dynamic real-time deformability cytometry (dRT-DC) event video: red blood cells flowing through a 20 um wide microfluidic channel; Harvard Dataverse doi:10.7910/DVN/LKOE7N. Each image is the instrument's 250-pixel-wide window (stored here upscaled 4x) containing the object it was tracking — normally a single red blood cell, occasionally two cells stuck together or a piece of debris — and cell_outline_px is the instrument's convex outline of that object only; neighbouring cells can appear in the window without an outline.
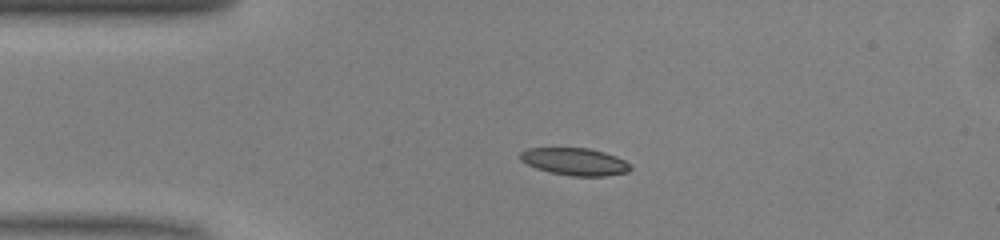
{"species": "common noctule bat (a hibernating species)", "species_latin": "Nyctalus noctula", "temperature_condition": "warm", "stored_images_in_passage": 40, "camera_frame_rate_fps": 3000, "um_per_image_px": 0.085, "animal": {"sex": "male", "body_mass_g": 13.0, "forearm_length_mm": 53.1}, "frame": {"image": 1, "passage_image": 1, "time_ms": 0.0, "image_size_px": [1000, 240], "cell_outline_px": [[632, 168], [628, 172], [608, 176], [572, 176], [548, 172], [536, 168], [520, 160], [520, 152], [528, 148], [588, 148], [604, 152], [616, 156], [624, 160]], "centroid_in_image_um": [48.86, 13.74], "position_along_channel_um": 36.1, "area_um2": 17.57}}
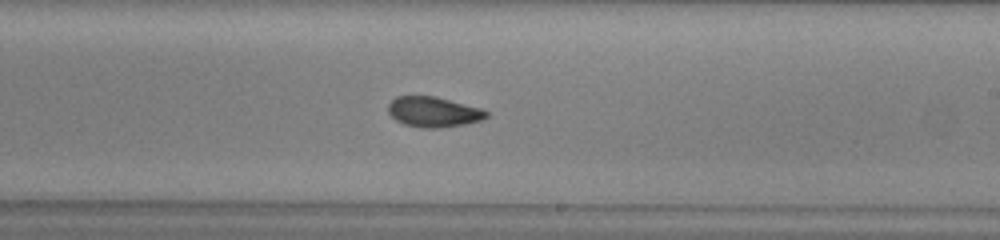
{"frame": {"image": 2, "passage_image": 19, "time_ms": 6.0, "image_size_px": [1000, 240], "cell_outline_px": [[488, 116], [484, 120], [464, 124], [440, 128], [420, 128], [404, 124], [396, 120], [388, 112], [388, 104], [396, 96], [436, 96], [480, 108], [488, 112]], "centroid_in_image_um": [36.85, 9.52], "position_along_channel_um": 252.2, "area_um2": 17.4}}
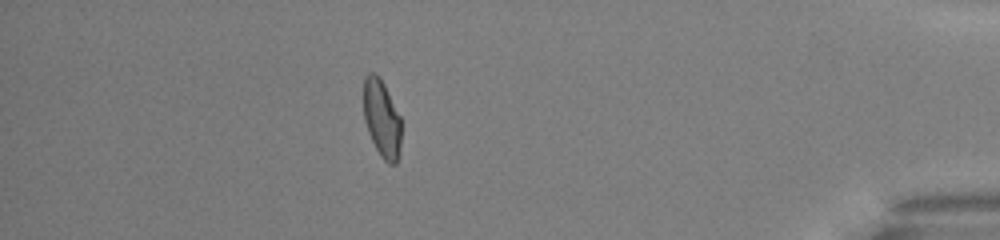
{"frame": {"image": 3, "passage_image": 34, "time_ms": 11.0, "image_size_px": [1000, 240], "cell_outline_px": [[400, 148], [396, 164], [388, 164], [380, 156], [368, 132], [364, 120], [364, 76], [368, 72], [376, 72], [380, 76], [400, 116]], "centroid_in_image_um": [32.44, 10.05], "position_along_channel_um": 402.8, "area_um2": 17.05}, "authors_computed_cell_mechanics": {"area_um2": 17.5712, "velocity_mm_per_s": 4.0785, "shape_relaxation_time_tau1_ms": 4.1354, "shape_relaxation_time_tau2_ms": 3.0762, "deformation_change_tau1": 0.1456, "deformation_change_tau2": 0.0947}}